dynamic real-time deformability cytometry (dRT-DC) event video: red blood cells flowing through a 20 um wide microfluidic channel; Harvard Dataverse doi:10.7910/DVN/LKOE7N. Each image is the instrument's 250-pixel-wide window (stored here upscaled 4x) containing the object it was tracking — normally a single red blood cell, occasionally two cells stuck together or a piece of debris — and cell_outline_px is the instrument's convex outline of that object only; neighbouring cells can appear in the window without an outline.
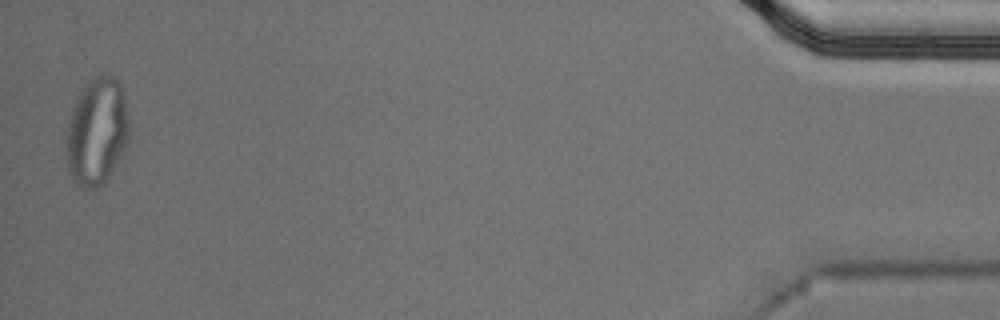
{"species": "Egyptian fruit bat (a non-hibernating species)", "species_latin": "Rousettus aegyptiacus", "temperature_condition": "cold", "stored_images_in_passage": 55, "segment_of_instrument_passage": [2, 2], "camera_frame_rate_fps": 3000, "um_per_image_px": 0.085, "animal": {"sex": "male"}, "frame": {"image": 1, "passage_image": 54, "time_ms": 17.667, "image_size_px": [1000, 320], "cell_outline_px": [[128, 136], [124, 148], [120, 156], [104, 184], [96, 188], [84, 188], [72, 180], [68, 168], [68, 124], [72, 108], [76, 100], [92, 76], [104, 72], [108, 72], [120, 80], [124, 96], [128, 120]], "centroid_in_image_um": [8.25, 11.13], "position_along_channel_um": 426.9, "area_um2": 38.9}}